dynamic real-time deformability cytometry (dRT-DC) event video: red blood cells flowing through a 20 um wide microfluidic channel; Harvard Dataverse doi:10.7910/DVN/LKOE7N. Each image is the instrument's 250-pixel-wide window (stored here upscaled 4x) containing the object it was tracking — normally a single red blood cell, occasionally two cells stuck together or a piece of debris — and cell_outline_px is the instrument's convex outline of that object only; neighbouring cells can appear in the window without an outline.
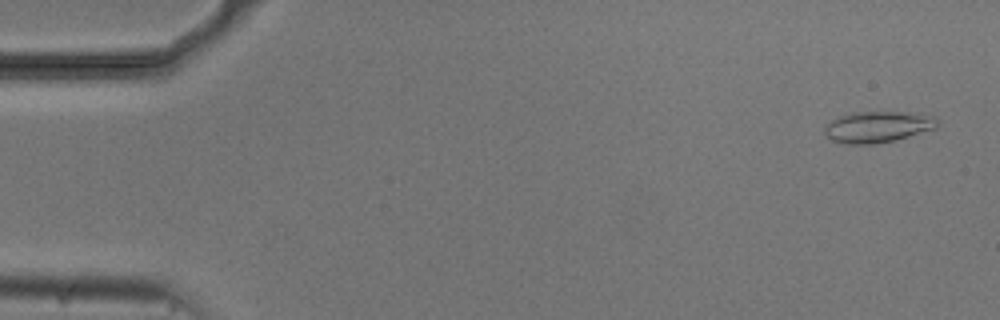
{"species": "common noctule bat (a hibernating species)", "species_latin": "Nyctalus noctula", "temperature_condition": "cold", "stored_images_in_passage": 53, "camera_frame_rate_fps": 3000, "um_per_image_px": 0.085, "animal": {"sex": "male", "body_mass_g": 20.5, "forearm_length_mm": 52.5}, "frame": {"image": 1, "passage_image": 2, "time_ms": 0.333, "image_size_px": [1000, 320], "cell_outline_px": [[940, 124], [936, 128], [896, 140], [872, 144], [848, 144], [832, 140], [824, 132], [824, 128], [832, 120], [840, 116], [852, 112], [912, 112], [936, 116], [940, 120]], "centroid_in_image_um": [74.68, 10.77], "position_along_channel_um": 10.3, "area_um2": 20.63}}
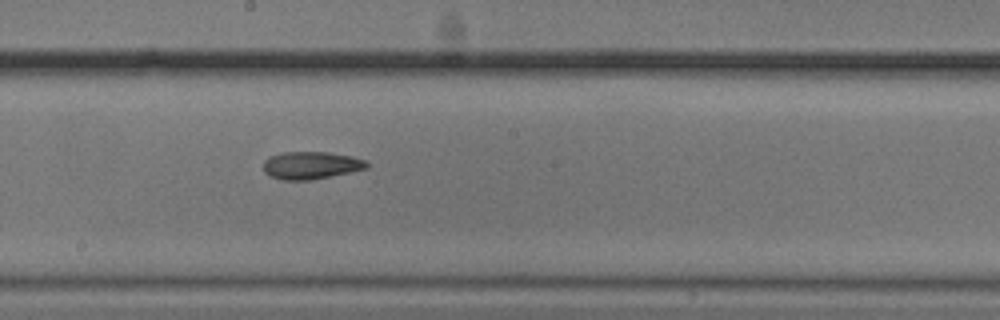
{"frame": {"image": 2, "passage_image": 29, "time_ms": 9.333, "image_size_px": [1000, 320], "cell_outline_px": [[368, 168], [352, 172], [312, 180], [284, 180], [268, 176], [264, 172], [264, 160], [268, 156], [284, 152], [328, 152], [352, 156], [368, 160]], "centroid_in_image_um": [26.45, 14.05], "position_along_channel_um": 221.7, "area_um2": 16.88}}
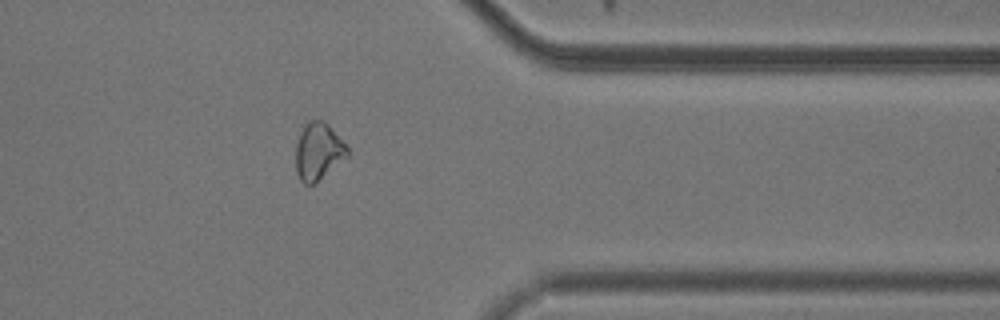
{"frame": {"image": 3, "passage_image": 43, "time_ms": 14.0, "image_size_px": [1000, 320], "cell_outline_px": [[348, 156], [312, 184], [304, 184], [300, 180], [296, 172], [296, 144], [300, 132], [304, 124], [308, 120], [324, 120], [328, 124], [348, 148]], "centroid_in_image_um": [27.02, 12.83], "position_along_channel_um": 384.4, "area_um2": 16.94}, "authors_computed_cell_mechanics": {"area_um2": 17.5134, "velocity_mm_per_s": 3.7412, "shape_relaxation_time_tau1_ms": 3.6258, "shape_relaxation_time_tau2_ms": null, "deformation_change_tau1": 0.0896, "deformation_change_tau2": null}}